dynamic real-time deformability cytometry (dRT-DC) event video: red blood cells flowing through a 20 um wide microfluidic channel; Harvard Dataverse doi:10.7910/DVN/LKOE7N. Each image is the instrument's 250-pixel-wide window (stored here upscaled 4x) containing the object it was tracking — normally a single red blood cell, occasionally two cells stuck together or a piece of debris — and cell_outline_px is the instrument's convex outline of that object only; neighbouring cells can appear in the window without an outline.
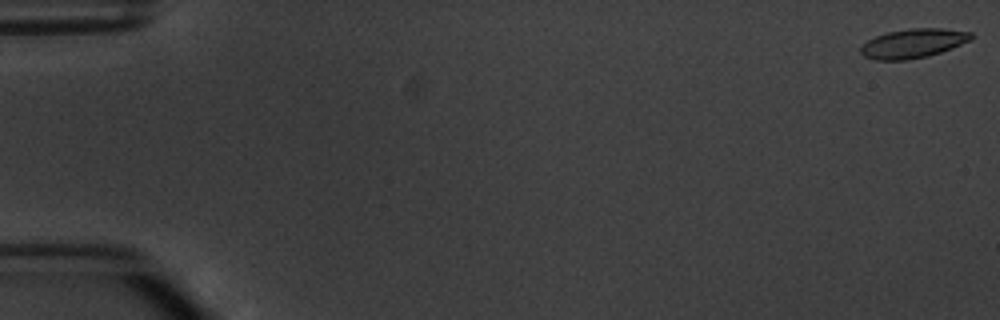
{"species": "common noctule bat (a hibernating species)", "species_latin": "Nyctalus noctula", "temperature_condition": "warm", "stored_images_in_passage": 7, "camera_frame_rate_fps": 3000, "um_per_image_px": 0.085, "animal": {"sex": "male", "body_mass_g": 20.1, "forearm_length_mm": 53.5}, "frame": {"image": 1, "passage_image": 1, "time_ms": 0.0, "image_size_px": [1000, 320], "cell_outline_px": [[972, 40], [952, 48], [928, 56], [904, 60], [876, 60], [864, 56], [860, 52], [860, 48], [868, 40], [876, 36], [888, 32], [912, 28], [940, 28], [972, 32]], "centroid_in_image_um": [77.63, 3.69], "position_along_channel_um": 7.4, "area_um2": 18.67}}
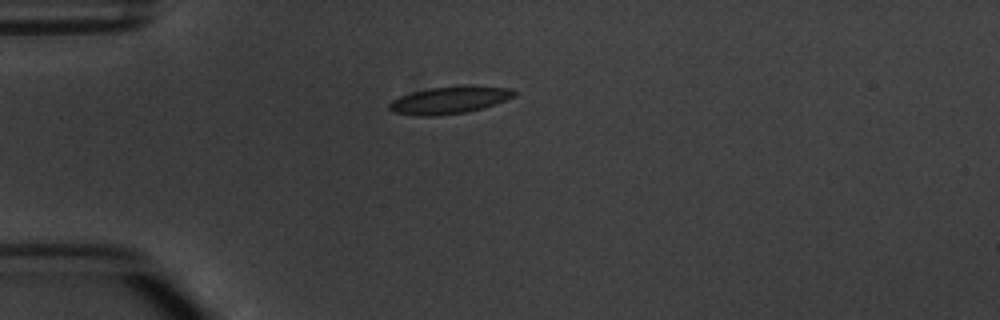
{"frame": {"image": 2, "passage_image": 5, "time_ms": 4.667, "image_size_px": [1000, 320], "cell_outline_px": [[516, 96], [496, 104], [484, 108], [464, 112], [436, 116], [416, 116], [392, 112], [388, 108], [388, 104], [392, 100], [400, 96], [412, 92], [432, 88], [464, 84], [508, 88], [516, 92]], "centroid_in_image_um": [38.21, 8.5], "position_along_channel_um": 46.8, "area_um2": 20.11}}
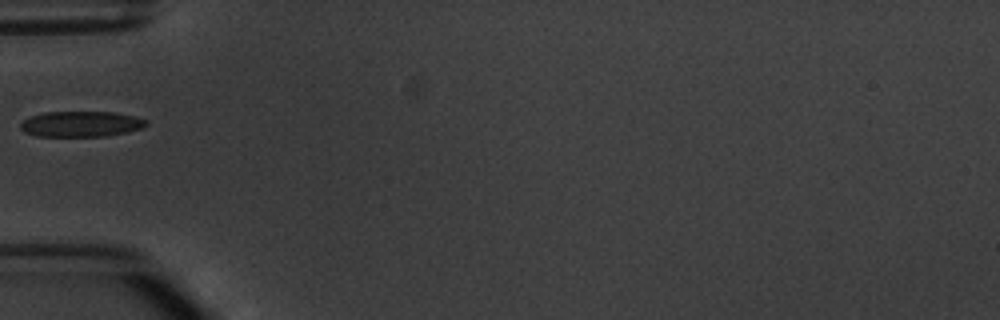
{"frame": {"image": 3, "passage_image": 6, "time_ms": 6.0, "image_size_px": [1000, 320], "cell_outline_px": [[148, 124], [140, 128], [128, 132], [108, 136], [36, 136], [24, 132], [20, 128], [20, 124], [24, 120], [32, 116], [44, 112], [112, 112], [132, 116], [148, 120]], "centroid_in_image_um": [6.88, 10.54], "position_along_channel_um": 78.1, "area_um2": 18.67}}